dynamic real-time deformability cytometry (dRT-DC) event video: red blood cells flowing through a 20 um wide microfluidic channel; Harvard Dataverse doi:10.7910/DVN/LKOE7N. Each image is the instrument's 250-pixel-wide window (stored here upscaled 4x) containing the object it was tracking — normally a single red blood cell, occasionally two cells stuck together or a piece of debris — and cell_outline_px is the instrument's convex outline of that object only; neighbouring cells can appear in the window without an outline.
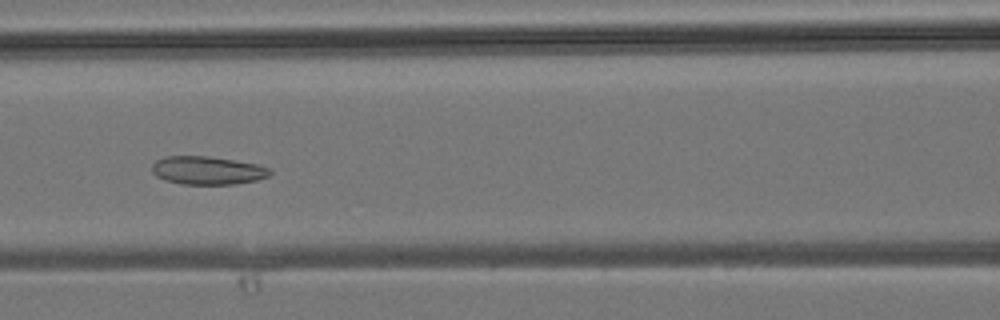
{"species": "common noctule bat (a hibernating species)", "species_latin": "Nyctalus noctula", "temperature_condition": "room temperature", "stored_images_in_passage": 43, "camera_frame_rate_fps": 3000, "um_per_image_px": 0.085, "animal": {"sex": "male", "body_mass_g": 19.2, "forearm_length_mm": 51.8}, "frame": {"image": 1, "passage_image": 19, "time_ms": 6.0, "image_size_px": [1000, 320], "cell_outline_px": [[272, 172], [268, 176], [256, 180], [236, 184], [184, 184], [164, 180], [156, 176], [152, 172], [152, 164], [156, 160], [168, 156], [208, 156], [256, 164], [272, 168]], "centroid_in_image_um": [17.64, 14.49], "position_along_channel_um": 149.0, "area_um2": 19.36}}
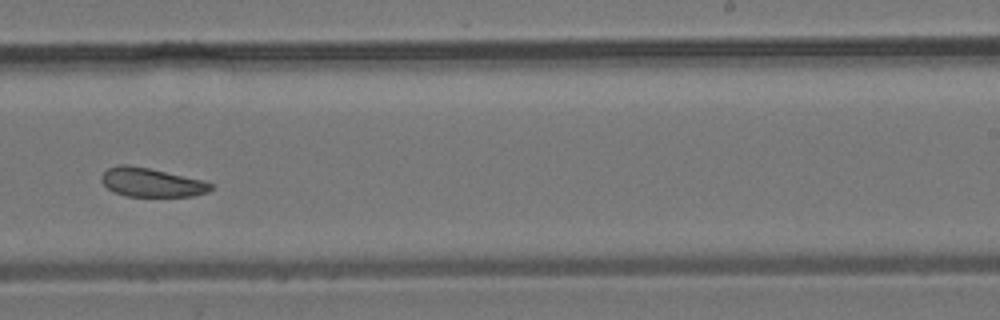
{"frame": {"image": 2, "passage_image": 27, "time_ms": 8.667, "image_size_px": [1000, 320], "cell_outline_px": [[212, 188], [208, 192], [192, 196], [124, 196], [112, 192], [100, 180], [100, 176], [108, 168], [116, 164], [128, 164], [148, 168], [204, 180], [212, 184]], "centroid_in_image_um": [12.83, 15.5], "position_along_channel_um": 276.2, "area_um2": 18.5}}
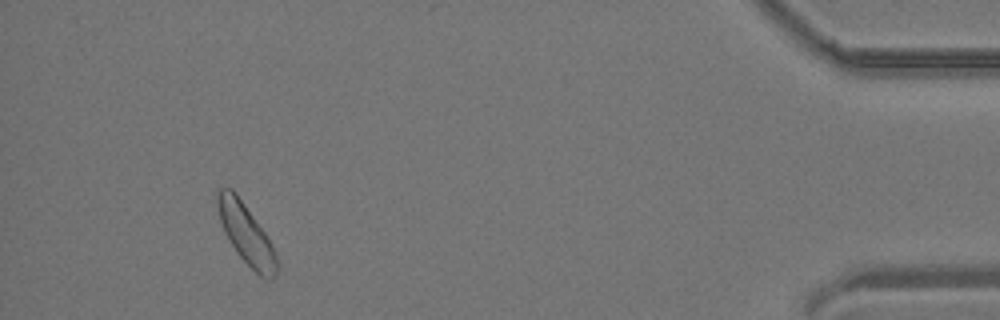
{"frame": {"image": 3, "passage_image": 40, "time_ms": 13.0, "image_size_px": [1000, 320], "cell_outline_px": [[276, 276], [272, 280], [268, 280], [260, 276], [236, 252], [228, 240], [224, 232], [220, 220], [216, 204], [216, 192], [220, 188], [232, 188], [236, 192], [264, 232], [272, 244], [276, 256]], "centroid_in_image_um": [20.89, 19.87], "position_along_channel_um": 414.3, "area_um2": 20.52}}